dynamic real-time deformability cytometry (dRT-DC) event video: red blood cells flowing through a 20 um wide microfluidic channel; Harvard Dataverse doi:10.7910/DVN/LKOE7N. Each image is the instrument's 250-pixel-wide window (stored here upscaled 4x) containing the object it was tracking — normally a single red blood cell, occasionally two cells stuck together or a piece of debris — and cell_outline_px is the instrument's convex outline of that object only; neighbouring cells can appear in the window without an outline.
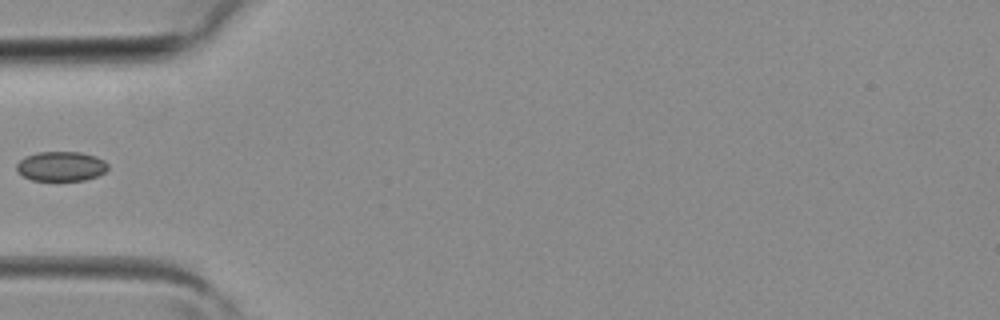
{"species": "common noctule bat (a hibernating species)", "species_latin": "Nyctalus noctula", "temperature_condition": "room temperature", "stored_images_in_passage": 4, "camera_frame_rate_fps": 3000, "um_per_image_px": 0.085, "animal": {"sex": "female", "body_mass_g": 19.3, "forearm_length_mm": 54.1}, "frame": {"image": 1, "passage_image": 4, "time_ms": 1.0, "image_size_px": [1000, 320], "cell_outline_px": [[108, 168], [104, 172], [96, 176], [84, 180], [32, 180], [24, 176], [16, 168], [16, 164], [24, 156], [36, 152], [80, 152], [96, 156], [104, 160], [108, 164]], "centroid_in_image_um": [5.19, 14.12], "position_along_channel_um": 79.8, "area_um2": 15.72}}